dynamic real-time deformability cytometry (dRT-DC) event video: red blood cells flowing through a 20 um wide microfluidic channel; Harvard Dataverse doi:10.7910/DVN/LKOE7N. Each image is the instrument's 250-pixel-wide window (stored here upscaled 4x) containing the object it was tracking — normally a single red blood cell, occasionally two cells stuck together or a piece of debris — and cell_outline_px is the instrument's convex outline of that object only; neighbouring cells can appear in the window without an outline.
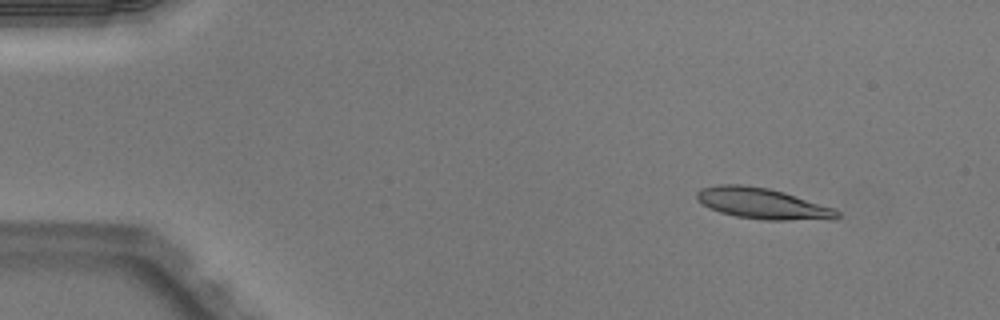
{"species": "Egyptian fruit bat (a non-hibernating species)", "species_latin": "Rousettus aegyptiacus", "temperature_condition": "warm", "stored_images_in_passage": 47, "camera_frame_rate_fps": 3000, "um_per_image_px": 0.085, "animal": {"sex": "male"}, "frame": {"image": 1, "passage_image": 3, "time_ms": 0.667, "image_size_px": [1000, 320], "cell_outline_px": [[840, 216], [836, 220], [764, 220], [736, 216], [720, 212], [708, 208], [696, 200], [696, 192], [700, 188], [720, 184], [740, 184], [768, 188], [784, 192], [836, 208], [840, 212]], "centroid_in_image_um": [64.85, 17.31], "position_along_channel_um": 20.2, "area_um2": 25.72}}
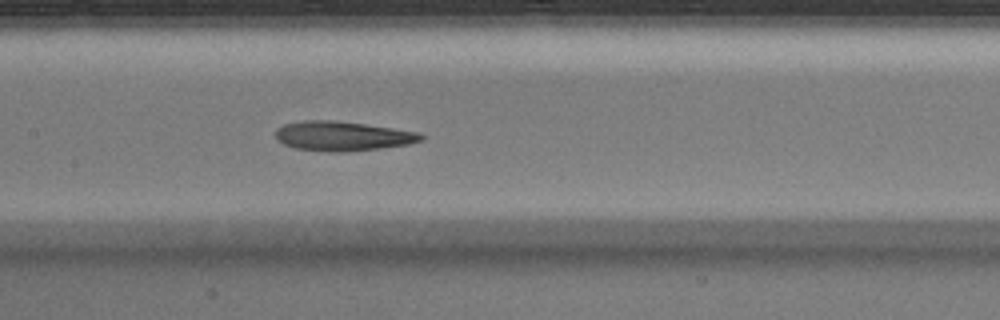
{"frame": {"image": 2, "passage_image": 22, "time_ms": 7.0, "image_size_px": [1000, 320], "cell_outline_px": [[424, 136], [420, 140], [408, 144], [380, 148], [344, 152], [328, 152], [296, 148], [284, 144], [276, 140], [276, 128], [284, 124], [304, 120], [332, 120], [364, 124], [420, 132]], "centroid_in_image_um": [29.08, 11.56], "position_along_channel_um": 178.3, "area_um2": 24.91}}
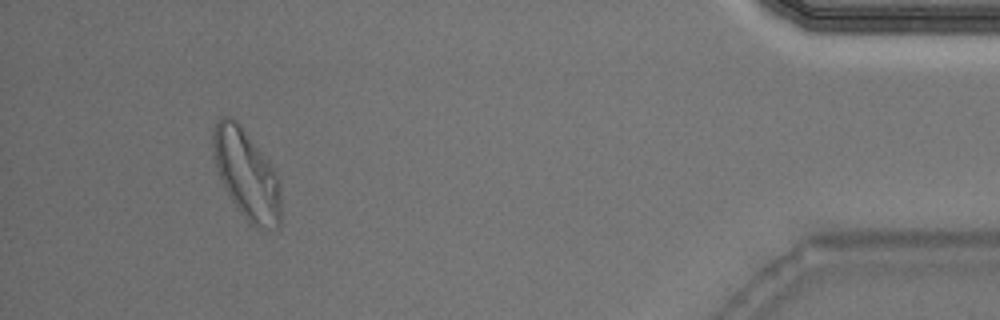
{"frame": {"image": 3, "passage_image": 44, "time_ms": 14.333, "image_size_px": [1000, 320], "cell_outline_px": [[280, 224], [276, 228], [264, 232], [256, 228], [240, 212], [228, 196], [220, 180], [216, 168], [212, 148], [212, 132], [216, 120], [220, 116], [232, 116], [240, 124], [268, 160], [276, 172], [280, 184]], "centroid_in_image_um": [20.94, 14.82], "position_along_channel_um": 414.3, "area_um2": 35.84}, "authors_computed_cell_mechanics": {"area_um2": 25.2008, "velocity_mm_per_s": 4.0357, "shape_relaxation_time_tau1_ms": 3.8932, "shape_relaxation_time_tau2_ms": 2.2868, "deformation_change_tau1": 0.1897, "deformation_change_tau2": 0.1159}}